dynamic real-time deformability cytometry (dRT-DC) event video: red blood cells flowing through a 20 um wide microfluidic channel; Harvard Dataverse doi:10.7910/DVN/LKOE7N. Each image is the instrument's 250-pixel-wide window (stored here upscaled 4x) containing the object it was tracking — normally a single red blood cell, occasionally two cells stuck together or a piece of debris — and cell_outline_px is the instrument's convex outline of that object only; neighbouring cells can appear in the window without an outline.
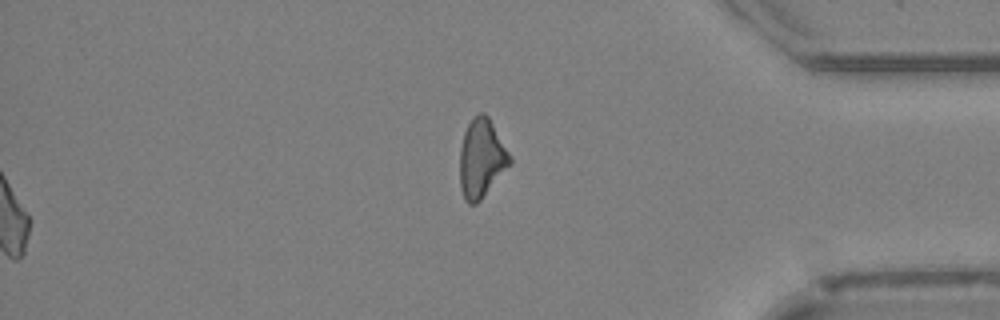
{"species": "Egyptian fruit bat (a non-hibernating species)", "species_latin": "Rousettus aegyptiacus", "temperature_condition": "cold", "stored_images_in_passage": 50, "segment_of_instrument_passage": [2, 2], "camera_frame_rate_fps": 3000, "um_per_image_px": 0.085, "animal": {"sex": "female"}, "frame": {"image": 1, "passage_image": 50, "time_ms": 16.333, "image_size_px": [1000, 320], "cell_outline_px": [[512, 164], [480, 200], [476, 204], [468, 204], [464, 200], [460, 188], [460, 148], [464, 132], [472, 116], [480, 112], [484, 112], [488, 116], [512, 156]], "centroid_in_image_um": [40.93, 13.46], "position_along_channel_um": 394.3, "area_um2": 23.24}}